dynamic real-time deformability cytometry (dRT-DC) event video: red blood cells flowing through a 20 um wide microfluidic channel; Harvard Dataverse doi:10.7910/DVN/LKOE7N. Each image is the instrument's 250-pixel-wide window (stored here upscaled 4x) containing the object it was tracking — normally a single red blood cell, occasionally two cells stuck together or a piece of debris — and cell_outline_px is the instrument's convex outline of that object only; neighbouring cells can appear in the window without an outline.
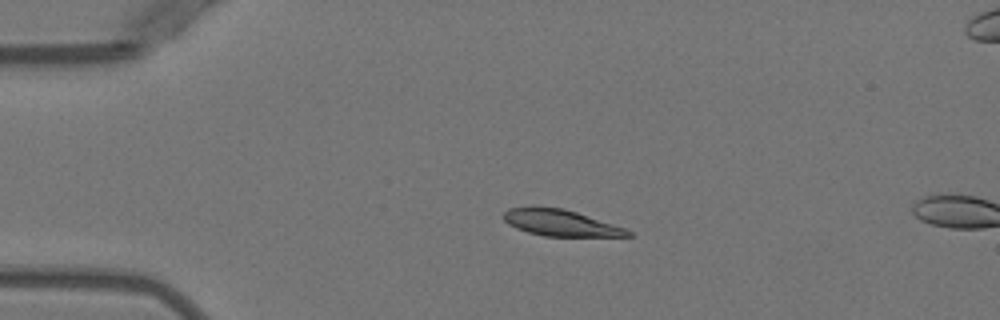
{"species": "Egyptian fruit bat (a non-hibernating species)", "species_latin": "Rousettus aegyptiacus", "temperature_condition": "warm", "stored_images_in_passage": 4, "camera_frame_rate_fps": 3000, "um_per_image_px": 0.085, "animal": {"sex": "female"}, "frame": {"image": 1, "passage_image": 3, "time_ms": 3.333, "image_size_px": [1000, 320], "cell_outline_px": [[632, 236], [544, 236], [528, 232], [516, 228], [508, 224], [504, 220], [504, 212], [508, 208], [532, 204], [564, 208], [624, 228], [632, 232]], "centroid_in_image_um": [47.55, 18.9], "position_along_channel_um": 37.5, "area_um2": 19.31}}